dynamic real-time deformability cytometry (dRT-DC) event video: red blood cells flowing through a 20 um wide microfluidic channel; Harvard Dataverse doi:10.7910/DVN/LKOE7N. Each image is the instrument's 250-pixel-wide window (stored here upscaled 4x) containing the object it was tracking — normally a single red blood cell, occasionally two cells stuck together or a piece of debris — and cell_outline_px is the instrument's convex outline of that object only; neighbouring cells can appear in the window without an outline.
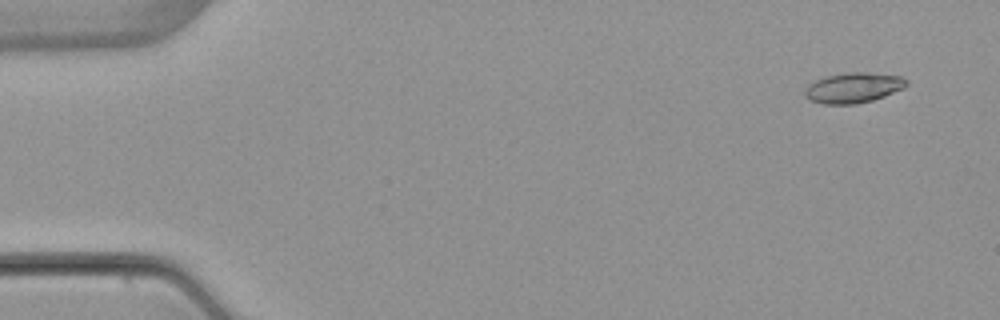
{"species": "common noctule bat (a hibernating species)", "species_latin": "Nyctalus noctula", "temperature_condition": "warm", "stored_images_in_passage": 4, "camera_frame_rate_fps": 3000, "um_per_image_px": 0.085, "animal": {"sex": "female", "body_mass_g": 22.7, "forearm_length_mm": 54.2}, "frame": {"image": 1, "passage_image": 1, "time_ms": 0.0, "image_size_px": [1000, 320], "cell_outline_px": [[908, 84], [904, 88], [884, 96], [872, 100], [856, 104], [820, 104], [804, 96], [804, 92], [808, 84], [816, 80], [828, 76], [848, 72], [868, 72], [900, 76], [908, 80]], "centroid_in_image_um": [72.54, 7.46], "position_along_channel_um": 12.5, "area_um2": 17.92}}
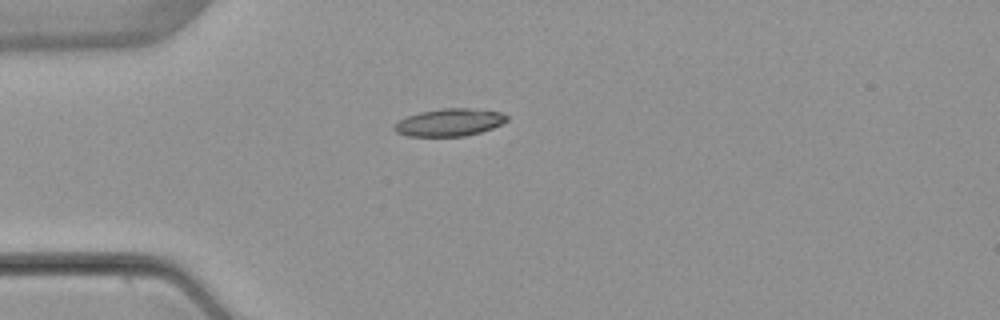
{"frame": {"image": 2, "passage_image": 4, "time_ms": 3.667, "image_size_px": [1000, 320], "cell_outline_px": [[508, 120], [492, 128], [480, 132], [464, 136], [408, 136], [396, 132], [392, 128], [392, 124], [408, 116], [420, 112], [444, 108], [468, 108], [500, 112], [508, 116]], "centroid_in_image_um": [38.17, 10.4], "position_along_channel_um": 46.8, "area_um2": 17.92}}